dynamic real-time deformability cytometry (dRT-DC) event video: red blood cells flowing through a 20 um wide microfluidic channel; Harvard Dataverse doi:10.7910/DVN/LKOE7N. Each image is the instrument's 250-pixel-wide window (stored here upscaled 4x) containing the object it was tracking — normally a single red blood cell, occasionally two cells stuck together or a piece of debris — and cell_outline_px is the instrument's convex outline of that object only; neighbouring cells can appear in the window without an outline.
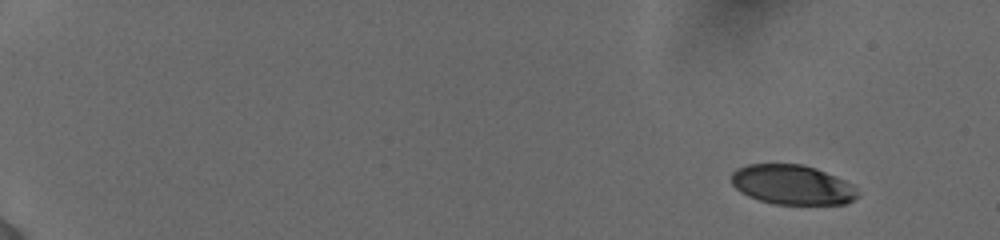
{"species": "human", "species_latin": "Homo sapiens", "temperature_condition": "cold", "stored_images_in_passage": 52, "camera_frame_rate_fps": 3000, "um_per_image_px": 0.085, "donor": {"sex": "female"}, "frame": {"image": 1, "passage_image": 1, "time_ms": 0.0, "image_size_px": [1000, 240], "cell_outline_px": [[860, 196], [844, 204], [776, 204], [760, 200], [748, 196], [740, 192], [732, 184], [732, 172], [736, 168], [748, 164], [804, 164], [816, 168], [836, 176], [852, 184], [860, 192]], "centroid_in_image_um": [67.36, 15.7], "position_along_channel_um": 17.6, "area_um2": 29.36}}
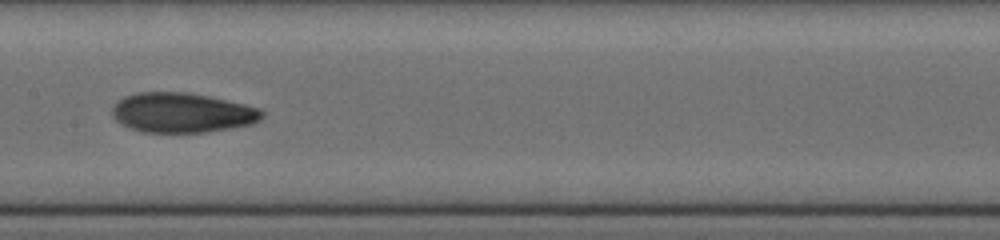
{"frame": {"image": 2, "passage_image": 28, "time_ms": 9.0, "image_size_px": [1000, 240], "cell_outline_px": [[264, 116], [260, 120], [252, 124], [204, 132], [144, 132], [128, 128], [116, 120], [112, 116], [112, 104], [124, 96], [136, 92], [184, 92], [208, 96], [244, 104], [260, 108], [264, 112]], "centroid_in_image_um": [15.44, 9.57], "position_along_channel_um": 192.0, "area_um2": 34.8}}
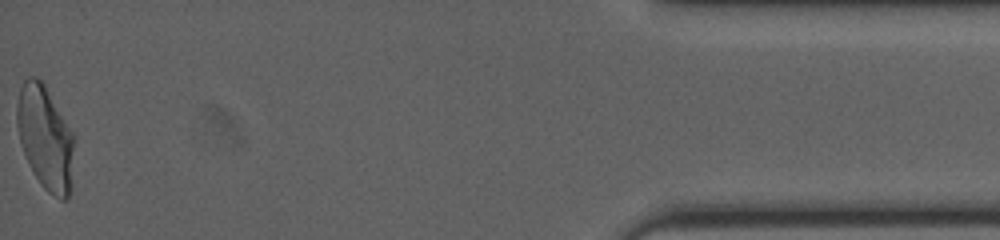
{"frame": {"image": 3, "passage_image": 52, "time_ms": 17.0, "image_size_px": [1000, 240], "cell_outline_px": [[76, 140], [72, 188], [68, 196], [64, 200], [60, 200], [48, 192], [40, 184], [32, 172], [24, 152], [20, 140], [16, 124], [16, 104], [20, 88], [24, 80], [28, 76], [36, 76], [44, 84], [76, 136]], "centroid_in_image_um": [3.89, 11.73], "position_along_channel_um": 431.3, "area_um2": 35.43}, "authors_computed_cell_mechanics": {"area_um2": 33.4373, "velocity_mm_per_s": 3.8771, "shape_relaxation_time_tau1_ms": 7.4528, "shape_relaxation_time_tau2_ms": 2.1425, "deformation_change_tau1": 0.2204, "deformation_change_tau2": 0.0781}}